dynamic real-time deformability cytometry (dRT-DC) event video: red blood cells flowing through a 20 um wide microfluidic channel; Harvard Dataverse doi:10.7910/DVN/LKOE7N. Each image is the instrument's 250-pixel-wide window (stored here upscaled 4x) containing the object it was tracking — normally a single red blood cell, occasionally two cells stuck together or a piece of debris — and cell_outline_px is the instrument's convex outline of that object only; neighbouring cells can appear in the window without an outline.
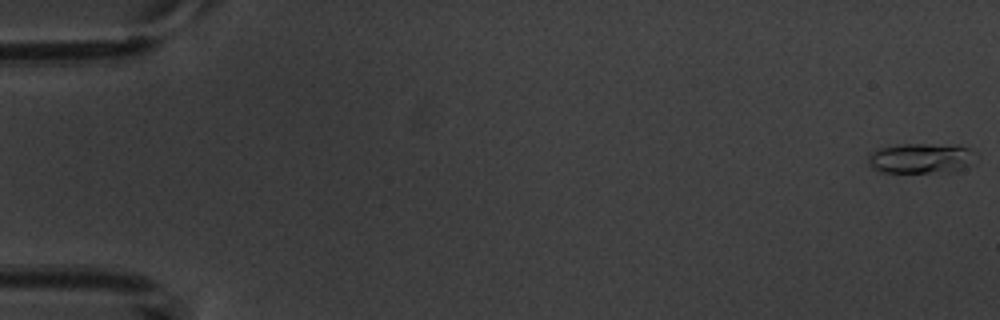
{"species": "common noctule bat (a hibernating species)", "species_latin": "Nyctalus noctula", "temperature_condition": "warm", "stored_images_in_passage": 6, "camera_frame_rate_fps": 3000, "um_per_image_px": 0.085, "animal": {"sex": "male", "body_mass_g": 20.1, "forearm_length_mm": 53.5}, "frame": {"image": 1, "passage_image": 1, "time_ms": 0.0, "image_size_px": [1000, 320], "cell_outline_px": [[968, 164], [956, 172], [880, 172], [872, 168], [868, 164], [868, 156], [876, 148], [896, 144], [928, 144], [968, 148]], "centroid_in_image_um": [78.07, 13.47], "position_along_channel_um": 6.9, "area_um2": 18.26}}